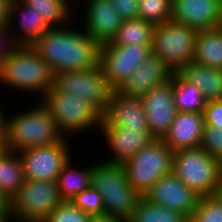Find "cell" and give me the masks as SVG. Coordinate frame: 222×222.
<instances>
[{"label": "cell", "mask_w": 222, "mask_h": 222, "mask_svg": "<svg viewBox=\"0 0 222 222\" xmlns=\"http://www.w3.org/2000/svg\"><path fill=\"white\" fill-rule=\"evenodd\" d=\"M78 28L75 25L49 28L32 44L53 74L88 70L99 64L100 45L83 27Z\"/></svg>", "instance_id": "1"}, {"label": "cell", "mask_w": 222, "mask_h": 222, "mask_svg": "<svg viewBox=\"0 0 222 222\" xmlns=\"http://www.w3.org/2000/svg\"><path fill=\"white\" fill-rule=\"evenodd\" d=\"M0 84L15 92L36 94L40 100L52 87L53 72L32 45L17 46L0 63Z\"/></svg>", "instance_id": "2"}, {"label": "cell", "mask_w": 222, "mask_h": 222, "mask_svg": "<svg viewBox=\"0 0 222 222\" xmlns=\"http://www.w3.org/2000/svg\"><path fill=\"white\" fill-rule=\"evenodd\" d=\"M39 103V104H38ZM35 106L17 110L7 117L6 149L19 152L33 147L51 145L65 138L40 100Z\"/></svg>", "instance_id": "3"}, {"label": "cell", "mask_w": 222, "mask_h": 222, "mask_svg": "<svg viewBox=\"0 0 222 222\" xmlns=\"http://www.w3.org/2000/svg\"><path fill=\"white\" fill-rule=\"evenodd\" d=\"M91 186L103 198L104 214L129 221L141 196L127 181L122 163L96 160L92 164Z\"/></svg>", "instance_id": "4"}, {"label": "cell", "mask_w": 222, "mask_h": 222, "mask_svg": "<svg viewBox=\"0 0 222 222\" xmlns=\"http://www.w3.org/2000/svg\"><path fill=\"white\" fill-rule=\"evenodd\" d=\"M65 137L100 130L102 115L87 101L51 87L40 99ZM81 133V134H80Z\"/></svg>", "instance_id": "5"}, {"label": "cell", "mask_w": 222, "mask_h": 222, "mask_svg": "<svg viewBox=\"0 0 222 222\" xmlns=\"http://www.w3.org/2000/svg\"><path fill=\"white\" fill-rule=\"evenodd\" d=\"M172 172L201 197L217 194L222 184V163L201 147L174 151Z\"/></svg>", "instance_id": "6"}, {"label": "cell", "mask_w": 222, "mask_h": 222, "mask_svg": "<svg viewBox=\"0 0 222 222\" xmlns=\"http://www.w3.org/2000/svg\"><path fill=\"white\" fill-rule=\"evenodd\" d=\"M173 155L162 139H154L122 163L127 181L141 197L146 196L162 176L172 172Z\"/></svg>", "instance_id": "7"}, {"label": "cell", "mask_w": 222, "mask_h": 222, "mask_svg": "<svg viewBox=\"0 0 222 222\" xmlns=\"http://www.w3.org/2000/svg\"><path fill=\"white\" fill-rule=\"evenodd\" d=\"M197 30L172 19L154 27L151 53L160 56L174 72L193 60Z\"/></svg>", "instance_id": "8"}, {"label": "cell", "mask_w": 222, "mask_h": 222, "mask_svg": "<svg viewBox=\"0 0 222 222\" xmlns=\"http://www.w3.org/2000/svg\"><path fill=\"white\" fill-rule=\"evenodd\" d=\"M52 87L84 99L101 115L110 104L114 92L99 64L88 70L58 71L53 74Z\"/></svg>", "instance_id": "9"}, {"label": "cell", "mask_w": 222, "mask_h": 222, "mask_svg": "<svg viewBox=\"0 0 222 222\" xmlns=\"http://www.w3.org/2000/svg\"><path fill=\"white\" fill-rule=\"evenodd\" d=\"M62 201L56 181L25 179L9 206L16 222H43Z\"/></svg>", "instance_id": "10"}, {"label": "cell", "mask_w": 222, "mask_h": 222, "mask_svg": "<svg viewBox=\"0 0 222 222\" xmlns=\"http://www.w3.org/2000/svg\"><path fill=\"white\" fill-rule=\"evenodd\" d=\"M152 45H100L99 65L114 90H118L129 76L146 60Z\"/></svg>", "instance_id": "11"}, {"label": "cell", "mask_w": 222, "mask_h": 222, "mask_svg": "<svg viewBox=\"0 0 222 222\" xmlns=\"http://www.w3.org/2000/svg\"><path fill=\"white\" fill-rule=\"evenodd\" d=\"M70 140L71 137H65L51 145L17 152L23 165L25 179L56 181L63 166L72 158L73 151L71 152L68 142Z\"/></svg>", "instance_id": "12"}, {"label": "cell", "mask_w": 222, "mask_h": 222, "mask_svg": "<svg viewBox=\"0 0 222 222\" xmlns=\"http://www.w3.org/2000/svg\"><path fill=\"white\" fill-rule=\"evenodd\" d=\"M83 3V4H81ZM80 18L83 29L99 45L111 42L121 25L122 19L110 0H82ZM80 5V6H79ZM86 8V9H85Z\"/></svg>", "instance_id": "13"}, {"label": "cell", "mask_w": 222, "mask_h": 222, "mask_svg": "<svg viewBox=\"0 0 222 222\" xmlns=\"http://www.w3.org/2000/svg\"><path fill=\"white\" fill-rule=\"evenodd\" d=\"M145 197L155 204L179 212L189 220L201 196L171 172L162 176Z\"/></svg>", "instance_id": "14"}, {"label": "cell", "mask_w": 222, "mask_h": 222, "mask_svg": "<svg viewBox=\"0 0 222 222\" xmlns=\"http://www.w3.org/2000/svg\"><path fill=\"white\" fill-rule=\"evenodd\" d=\"M141 99L150 134L154 139H163L177 113L172 82L152 88Z\"/></svg>", "instance_id": "15"}, {"label": "cell", "mask_w": 222, "mask_h": 222, "mask_svg": "<svg viewBox=\"0 0 222 222\" xmlns=\"http://www.w3.org/2000/svg\"><path fill=\"white\" fill-rule=\"evenodd\" d=\"M99 132L112 155L104 159L109 162L123 163L154 140L150 132L109 126L103 119Z\"/></svg>", "instance_id": "16"}, {"label": "cell", "mask_w": 222, "mask_h": 222, "mask_svg": "<svg viewBox=\"0 0 222 222\" xmlns=\"http://www.w3.org/2000/svg\"><path fill=\"white\" fill-rule=\"evenodd\" d=\"M173 73L160 56L150 53L117 91L127 97L142 98L152 88L168 83Z\"/></svg>", "instance_id": "17"}, {"label": "cell", "mask_w": 222, "mask_h": 222, "mask_svg": "<svg viewBox=\"0 0 222 222\" xmlns=\"http://www.w3.org/2000/svg\"><path fill=\"white\" fill-rule=\"evenodd\" d=\"M102 119L109 126L150 132L142 99L124 96L117 90H114Z\"/></svg>", "instance_id": "18"}, {"label": "cell", "mask_w": 222, "mask_h": 222, "mask_svg": "<svg viewBox=\"0 0 222 222\" xmlns=\"http://www.w3.org/2000/svg\"><path fill=\"white\" fill-rule=\"evenodd\" d=\"M221 0H172V17L197 31L216 28Z\"/></svg>", "instance_id": "19"}, {"label": "cell", "mask_w": 222, "mask_h": 222, "mask_svg": "<svg viewBox=\"0 0 222 222\" xmlns=\"http://www.w3.org/2000/svg\"><path fill=\"white\" fill-rule=\"evenodd\" d=\"M7 26L18 46L32 45L50 28L40 14L21 0H12Z\"/></svg>", "instance_id": "20"}, {"label": "cell", "mask_w": 222, "mask_h": 222, "mask_svg": "<svg viewBox=\"0 0 222 222\" xmlns=\"http://www.w3.org/2000/svg\"><path fill=\"white\" fill-rule=\"evenodd\" d=\"M204 125L203 112L177 111L168 133L162 140L173 152L200 147Z\"/></svg>", "instance_id": "21"}, {"label": "cell", "mask_w": 222, "mask_h": 222, "mask_svg": "<svg viewBox=\"0 0 222 222\" xmlns=\"http://www.w3.org/2000/svg\"><path fill=\"white\" fill-rule=\"evenodd\" d=\"M177 73L188 83L197 86L206 102L222 100V69L192 60Z\"/></svg>", "instance_id": "22"}, {"label": "cell", "mask_w": 222, "mask_h": 222, "mask_svg": "<svg viewBox=\"0 0 222 222\" xmlns=\"http://www.w3.org/2000/svg\"><path fill=\"white\" fill-rule=\"evenodd\" d=\"M73 159L63 166L57 177L59 194L63 201H72L80 192L91 187L92 164L75 167ZM79 168V169H78ZM81 168V169H80Z\"/></svg>", "instance_id": "23"}, {"label": "cell", "mask_w": 222, "mask_h": 222, "mask_svg": "<svg viewBox=\"0 0 222 222\" xmlns=\"http://www.w3.org/2000/svg\"><path fill=\"white\" fill-rule=\"evenodd\" d=\"M24 181L23 165L18 153L6 149L0 156V194L10 203Z\"/></svg>", "instance_id": "24"}, {"label": "cell", "mask_w": 222, "mask_h": 222, "mask_svg": "<svg viewBox=\"0 0 222 222\" xmlns=\"http://www.w3.org/2000/svg\"><path fill=\"white\" fill-rule=\"evenodd\" d=\"M193 60L199 64L222 69V30L198 31Z\"/></svg>", "instance_id": "25"}, {"label": "cell", "mask_w": 222, "mask_h": 222, "mask_svg": "<svg viewBox=\"0 0 222 222\" xmlns=\"http://www.w3.org/2000/svg\"><path fill=\"white\" fill-rule=\"evenodd\" d=\"M37 14H40L45 23L50 27H61L76 22L74 7L67 0H21ZM72 6V7H71ZM72 8V9H71ZM73 11V12H72ZM74 14V15H73ZM73 16V17H72ZM72 21V22H71Z\"/></svg>", "instance_id": "26"}, {"label": "cell", "mask_w": 222, "mask_h": 222, "mask_svg": "<svg viewBox=\"0 0 222 222\" xmlns=\"http://www.w3.org/2000/svg\"><path fill=\"white\" fill-rule=\"evenodd\" d=\"M176 110L180 112H203L206 101L197 86L185 81L178 73H173L170 80Z\"/></svg>", "instance_id": "27"}, {"label": "cell", "mask_w": 222, "mask_h": 222, "mask_svg": "<svg viewBox=\"0 0 222 222\" xmlns=\"http://www.w3.org/2000/svg\"><path fill=\"white\" fill-rule=\"evenodd\" d=\"M155 25L142 19L122 21L111 41L118 45H152Z\"/></svg>", "instance_id": "28"}, {"label": "cell", "mask_w": 222, "mask_h": 222, "mask_svg": "<svg viewBox=\"0 0 222 222\" xmlns=\"http://www.w3.org/2000/svg\"><path fill=\"white\" fill-rule=\"evenodd\" d=\"M129 222H189L179 212L149 201L145 196L138 201Z\"/></svg>", "instance_id": "29"}, {"label": "cell", "mask_w": 222, "mask_h": 222, "mask_svg": "<svg viewBox=\"0 0 222 222\" xmlns=\"http://www.w3.org/2000/svg\"><path fill=\"white\" fill-rule=\"evenodd\" d=\"M172 17V0H138V18L154 25Z\"/></svg>", "instance_id": "30"}, {"label": "cell", "mask_w": 222, "mask_h": 222, "mask_svg": "<svg viewBox=\"0 0 222 222\" xmlns=\"http://www.w3.org/2000/svg\"><path fill=\"white\" fill-rule=\"evenodd\" d=\"M189 222H222V197L218 193L200 197Z\"/></svg>", "instance_id": "31"}, {"label": "cell", "mask_w": 222, "mask_h": 222, "mask_svg": "<svg viewBox=\"0 0 222 222\" xmlns=\"http://www.w3.org/2000/svg\"><path fill=\"white\" fill-rule=\"evenodd\" d=\"M91 215L71 201H62L43 222H89Z\"/></svg>", "instance_id": "32"}, {"label": "cell", "mask_w": 222, "mask_h": 222, "mask_svg": "<svg viewBox=\"0 0 222 222\" xmlns=\"http://www.w3.org/2000/svg\"><path fill=\"white\" fill-rule=\"evenodd\" d=\"M71 202L90 215L104 214L103 198L92 186L80 192Z\"/></svg>", "instance_id": "33"}, {"label": "cell", "mask_w": 222, "mask_h": 222, "mask_svg": "<svg viewBox=\"0 0 222 222\" xmlns=\"http://www.w3.org/2000/svg\"><path fill=\"white\" fill-rule=\"evenodd\" d=\"M200 147L215 159L222 163V129L204 125L203 137Z\"/></svg>", "instance_id": "34"}, {"label": "cell", "mask_w": 222, "mask_h": 222, "mask_svg": "<svg viewBox=\"0 0 222 222\" xmlns=\"http://www.w3.org/2000/svg\"><path fill=\"white\" fill-rule=\"evenodd\" d=\"M204 124L222 129V100L208 101L203 110Z\"/></svg>", "instance_id": "35"}, {"label": "cell", "mask_w": 222, "mask_h": 222, "mask_svg": "<svg viewBox=\"0 0 222 222\" xmlns=\"http://www.w3.org/2000/svg\"><path fill=\"white\" fill-rule=\"evenodd\" d=\"M122 21L138 19V0H110Z\"/></svg>", "instance_id": "36"}, {"label": "cell", "mask_w": 222, "mask_h": 222, "mask_svg": "<svg viewBox=\"0 0 222 222\" xmlns=\"http://www.w3.org/2000/svg\"><path fill=\"white\" fill-rule=\"evenodd\" d=\"M17 46L9 27L0 26V63L4 61Z\"/></svg>", "instance_id": "37"}, {"label": "cell", "mask_w": 222, "mask_h": 222, "mask_svg": "<svg viewBox=\"0 0 222 222\" xmlns=\"http://www.w3.org/2000/svg\"><path fill=\"white\" fill-rule=\"evenodd\" d=\"M1 101V100H0ZM0 145L6 146V138H7V112H5V108L2 106V102H0ZM4 109V110H3Z\"/></svg>", "instance_id": "38"}, {"label": "cell", "mask_w": 222, "mask_h": 222, "mask_svg": "<svg viewBox=\"0 0 222 222\" xmlns=\"http://www.w3.org/2000/svg\"><path fill=\"white\" fill-rule=\"evenodd\" d=\"M12 0H0V26H7Z\"/></svg>", "instance_id": "39"}, {"label": "cell", "mask_w": 222, "mask_h": 222, "mask_svg": "<svg viewBox=\"0 0 222 222\" xmlns=\"http://www.w3.org/2000/svg\"><path fill=\"white\" fill-rule=\"evenodd\" d=\"M89 222H129L122 218H116L111 215H91Z\"/></svg>", "instance_id": "40"}, {"label": "cell", "mask_w": 222, "mask_h": 222, "mask_svg": "<svg viewBox=\"0 0 222 222\" xmlns=\"http://www.w3.org/2000/svg\"><path fill=\"white\" fill-rule=\"evenodd\" d=\"M0 222H16L10 207L0 209Z\"/></svg>", "instance_id": "41"}, {"label": "cell", "mask_w": 222, "mask_h": 222, "mask_svg": "<svg viewBox=\"0 0 222 222\" xmlns=\"http://www.w3.org/2000/svg\"><path fill=\"white\" fill-rule=\"evenodd\" d=\"M216 28L222 30V0L220 1V11H219V20Z\"/></svg>", "instance_id": "42"}, {"label": "cell", "mask_w": 222, "mask_h": 222, "mask_svg": "<svg viewBox=\"0 0 222 222\" xmlns=\"http://www.w3.org/2000/svg\"><path fill=\"white\" fill-rule=\"evenodd\" d=\"M3 207H10V206H9V203L0 194V209H2Z\"/></svg>", "instance_id": "43"}, {"label": "cell", "mask_w": 222, "mask_h": 222, "mask_svg": "<svg viewBox=\"0 0 222 222\" xmlns=\"http://www.w3.org/2000/svg\"><path fill=\"white\" fill-rule=\"evenodd\" d=\"M70 4L72 3V5H73V7H75L76 6V2L78 3V4H80V1H78V0H67ZM75 1V2H74Z\"/></svg>", "instance_id": "44"}, {"label": "cell", "mask_w": 222, "mask_h": 222, "mask_svg": "<svg viewBox=\"0 0 222 222\" xmlns=\"http://www.w3.org/2000/svg\"><path fill=\"white\" fill-rule=\"evenodd\" d=\"M6 150V146H1L0 145V156L1 154Z\"/></svg>", "instance_id": "45"}, {"label": "cell", "mask_w": 222, "mask_h": 222, "mask_svg": "<svg viewBox=\"0 0 222 222\" xmlns=\"http://www.w3.org/2000/svg\"><path fill=\"white\" fill-rule=\"evenodd\" d=\"M218 194L222 197V184H221V187H220V189L218 191Z\"/></svg>", "instance_id": "46"}]
</instances>
